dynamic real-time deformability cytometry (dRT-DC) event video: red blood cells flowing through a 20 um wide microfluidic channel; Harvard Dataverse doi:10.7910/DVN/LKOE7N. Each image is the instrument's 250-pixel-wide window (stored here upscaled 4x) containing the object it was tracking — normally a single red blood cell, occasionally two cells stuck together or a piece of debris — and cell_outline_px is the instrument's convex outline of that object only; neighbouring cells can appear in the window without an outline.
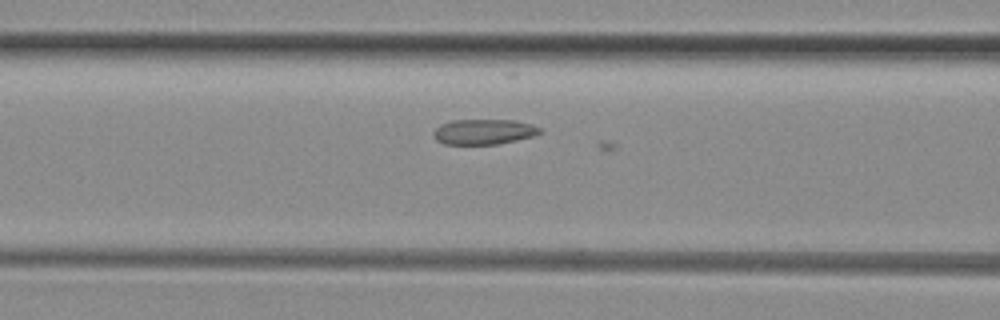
{"species": "common noctule bat (a hibernating species)", "species_latin": "Nyctalus noctula", "temperature_condition": "room temperature", "stored_images_in_passage": 15, "camera_frame_rate_fps": 3000, "um_per_image_px": 0.085, "animal": {"sex": "female", "body_mass_g": 29.2, "forearm_length_mm": 56.3}, "frame": {"image": 1, "passage_image": 4, "time_ms": 1.0, "image_size_px": [1000, 320], "cell_outline_px": [[544, 132], [532, 136], [500, 144], [444, 144], [436, 140], [432, 132], [440, 124], [452, 120], [516, 120], [532, 124], [540, 128]], "centroid_in_image_um": [41.13, 11.19], "position_along_channel_um": 125.5, "area_um2": 15.78}}
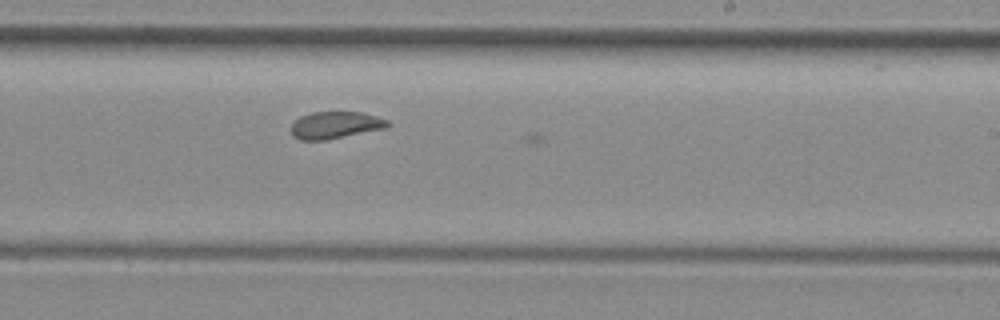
{"frame": {"image": 2, "passage_image": 14, "time_ms": 4.333, "image_size_px": [1000, 320], "cell_outline_px": [[392, 124], [384, 128], [328, 140], [300, 140], [292, 136], [292, 124], [300, 116], [312, 112], [364, 112], [388, 120]], "centroid_in_image_um": [28.51, 10.63], "position_along_channel_um": 260.5, "area_um2": 15.26}}